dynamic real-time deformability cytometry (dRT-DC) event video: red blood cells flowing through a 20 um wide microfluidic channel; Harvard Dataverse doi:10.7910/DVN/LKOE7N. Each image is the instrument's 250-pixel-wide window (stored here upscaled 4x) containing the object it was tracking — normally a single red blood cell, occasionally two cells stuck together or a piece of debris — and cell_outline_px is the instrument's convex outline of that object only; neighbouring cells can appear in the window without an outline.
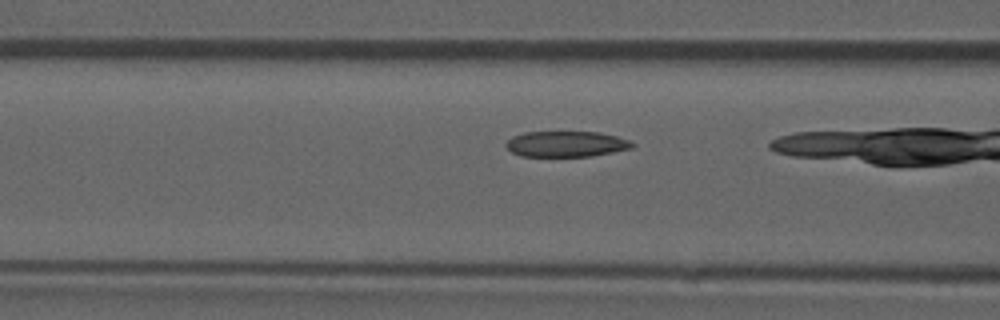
{"species": "common noctule bat (a hibernating species)", "species_latin": "Nyctalus noctula", "temperature_condition": "room temperature", "stored_images_in_passage": 36, "camera_frame_rate_fps": 3000, "um_per_image_px": 0.085, "animal": {"sex": "male", "forearm_length_mm": 52.5}, "frame": {"image": 1, "passage_image": 14, "time_ms": 4.333, "image_size_px": [1000, 320], "cell_outline_px": [[636, 144], [632, 148], [592, 156], [520, 156], [512, 152], [504, 144], [512, 136], [524, 132], [600, 132], [616, 136], [628, 140]], "centroid_in_image_um": [48.12, 12.24], "position_along_channel_um": 118.5, "area_um2": 18.9}}